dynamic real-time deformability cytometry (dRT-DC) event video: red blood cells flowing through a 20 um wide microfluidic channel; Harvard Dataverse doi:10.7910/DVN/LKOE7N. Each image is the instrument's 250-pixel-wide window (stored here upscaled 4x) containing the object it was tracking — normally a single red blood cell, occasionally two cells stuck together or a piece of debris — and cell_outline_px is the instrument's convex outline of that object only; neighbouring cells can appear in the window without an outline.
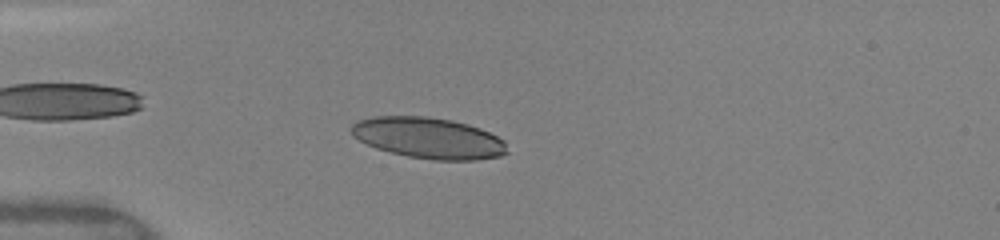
{"species": "human", "species_latin": "Homo sapiens", "temperature_condition": "warm", "stored_images_in_passage": 48, "camera_frame_rate_fps": 3000, "um_per_image_px": 0.085, "donor": {"sex": "female"}, "frame": {"image": 1, "passage_image": 13, "time_ms": 4.0, "image_size_px": [1000, 240], "cell_outline_px": [[508, 152], [500, 156], [476, 160], [436, 160], [408, 156], [376, 148], [352, 136], [348, 128], [356, 120], [372, 116], [428, 116], [452, 120], [468, 124], [480, 128], [504, 140]], "centroid_in_image_um": [36.39, 11.71], "position_along_channel_um": 48.6, "area_um2": 37.4}}
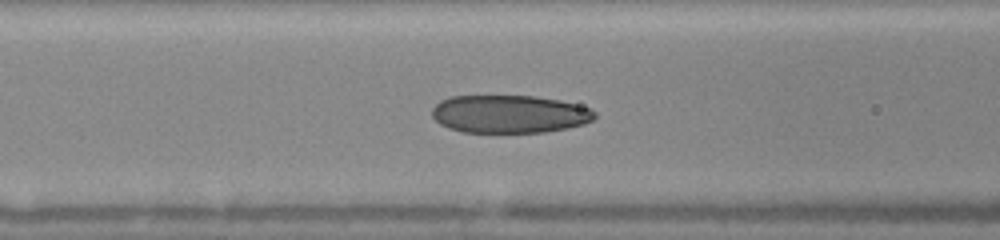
{"frame": {"image": 2, "passage_image": 20, "time_ms": 6.333, "image_size_px": [1000, 240], "cell_outline_px": [[596, 116], [592, 120], [584, 124], [568, 128], [544, 132], [464, 132], [448, 128], [440, 124], [432, 116], [432, 108], [440, 100], [448, 96], [532, 96], [560, 100], [592, 108], [596, 112]], "centroid_in_image_um": [43.3, 9.69], "position_along_channel_um": 123.3, "area_um2": 36.13}}
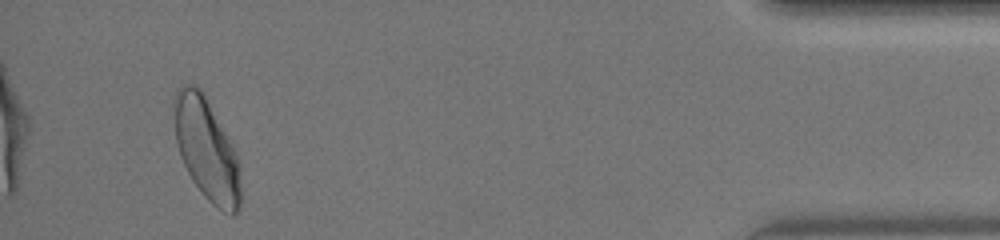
{"frame": {"image": 3, "passage_image": 46, "time_ms": 15.0, "image_size_px": [1000, 240], "cell_outline_px": [[240, 204], [236, 212], [232, 216], [216, 208], [204, 196], [192, 180], [180, 156], [176, 140], [172, 104], [176, 88], [180, 84], [196, 84], [204, 92], [236, 148], [240, 164]], "centroid_in_image_um": [17.56, 12.63], "position_along_channel_um": 417.6, "area_um2": 40.58}, "authors_computed_cell_mechanics": {"area_um2": 36.1539, "velocity_mm_per_s": 4.0869, "shape_relaxation_time_tau1_ms": 11.1188, "shape_relaxation_time_tau2_ms": 1.4692, "deformation_change_tau1": 0.2722, "deformation_change_tau2": 0.0797}}